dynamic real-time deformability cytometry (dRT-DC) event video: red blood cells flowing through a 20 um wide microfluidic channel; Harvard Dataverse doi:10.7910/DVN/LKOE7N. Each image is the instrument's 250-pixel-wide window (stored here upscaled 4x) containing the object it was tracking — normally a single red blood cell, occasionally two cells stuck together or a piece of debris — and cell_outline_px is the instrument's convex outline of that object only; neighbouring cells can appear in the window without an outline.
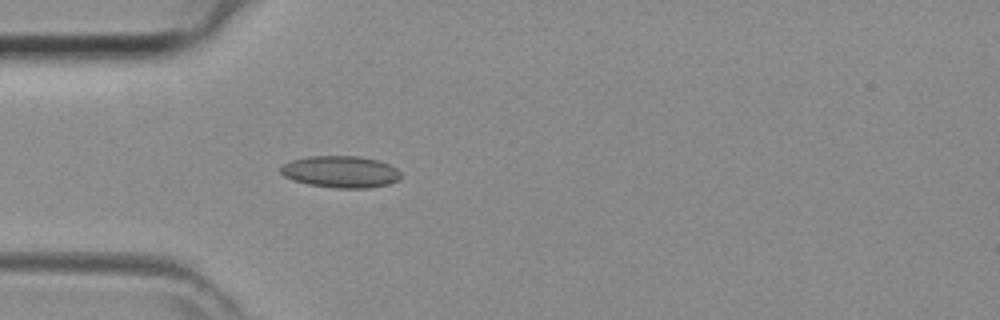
{"species": "common noctule bat (a hibernating species)", "species_latin": "Nyctalus noctula", "temperature_condition": "room temperature", "stored_images_in_passage": 41, "camera_frame_rate_fps": 3000, "um_per_image_px": 0.085, "animal": {"sex": "female", "body_mass_g": 29.2, "forearm_length_mm": 56.3}, "frame": {"image": 1, "passage_image": 10, "time_ms": 3.0, "image_size_px": [1000, 320], "cell_outline_px": [[400, 176], [396, 180], [388, 184], [368, 188], [336, 188], [308, 184], [292, 180], [284, 176], [280, 172], [280, 168], [284, 164], [292, 160], [308, 156], [356, 156], [376, 160], [388, 164], [396, 168], [400, 172]], "centroid_in_image_um": [28.92, 14.6], "position_along_channel_um": 56.1, "area_um2": 22.08}}
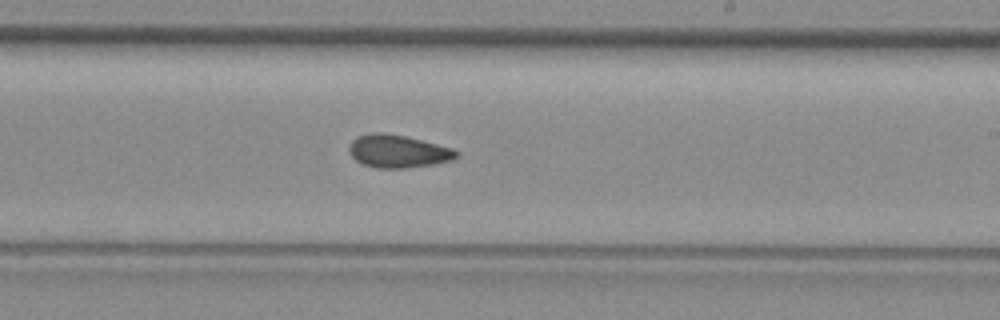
{"frame": {"image": 2, "passage_image": 23, "time_ms": 7.333, "image_size_px": [1000, 320], "cell_outline_px": [[460, 156], [452, 160], [432, 164], [404, 168], [376, 168], [364, 164], [356, 160], [352, 156], [348, 148], [352, 140], [356, 136], [372, 132], [380, 132], [404, 136], [452, 148], [460, 152]], "centroid_in_image_um": [33.82, 12.85], "position_along_channel_um": 255.2, "area_um2": 20.4}}
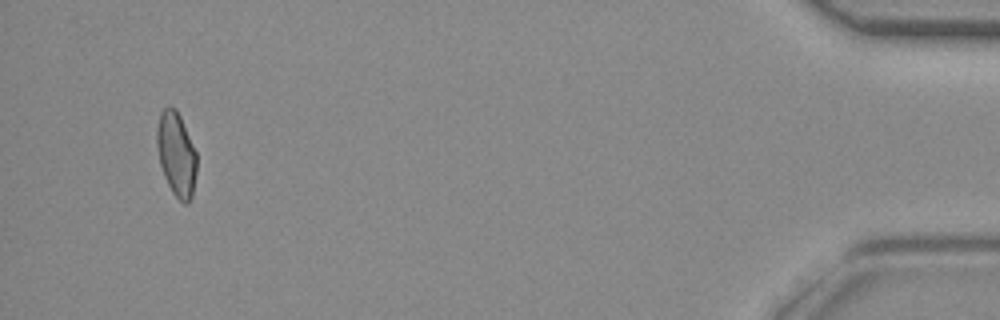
{"frame": {"image": 3, "passage_image": 39, "time_ms": 12.667, "image_size_px": [1000, 320], "cell_outline_px": [[196, 172], [192, 196], [188, 204], [184, 204], [172, 192], [164, 176], [160, 164], [156, 144], [156, 128], [160, 112], [164, 108], [176, 108], [180, 116], [196, 152]], "centroid_in_image_um": [14.97, 13.11], "position_along_channel_um": 420.2, "area_um2": 19.42}}